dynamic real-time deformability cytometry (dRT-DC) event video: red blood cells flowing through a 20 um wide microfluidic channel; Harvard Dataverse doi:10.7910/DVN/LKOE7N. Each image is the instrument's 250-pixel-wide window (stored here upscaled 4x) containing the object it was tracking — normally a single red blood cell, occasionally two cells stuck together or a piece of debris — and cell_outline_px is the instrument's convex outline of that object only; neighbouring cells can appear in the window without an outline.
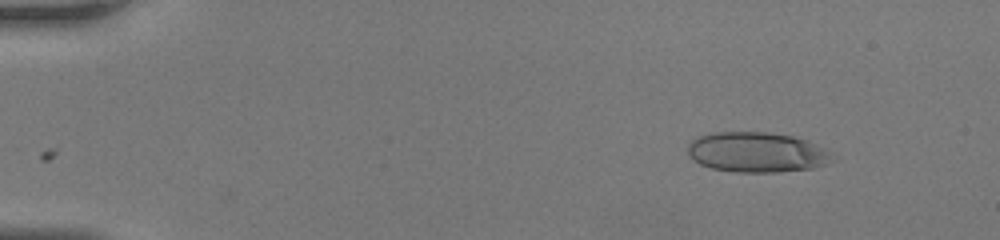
{"species": "human", "species_latin": "Homo sapiens", "temperature_condition": "room temperature", "stored_images_in_passage": 35, "camera_frame_rate_fps": 3000, "um_per_image_px": 0.085, "donor": {"sex": "female"}, "frame": {"image": 1, "passage_image": 2, "time_ms": 0.333, "image_size_px": [1000, 240], "cell_outline_px": [[836, 160], [812, 168], [776, 172], [736, 172], [712, 168], [700, 164], [692, 160], [688, 152], [688, 144], [692, 140], [700, 136], [712, 132], [764, 132], [792, 136], [808, 140]], "centroid_in_image_um": [64.26, 12.94], "position_along_channel_um": 20.7, "area_um2": 33.41}}
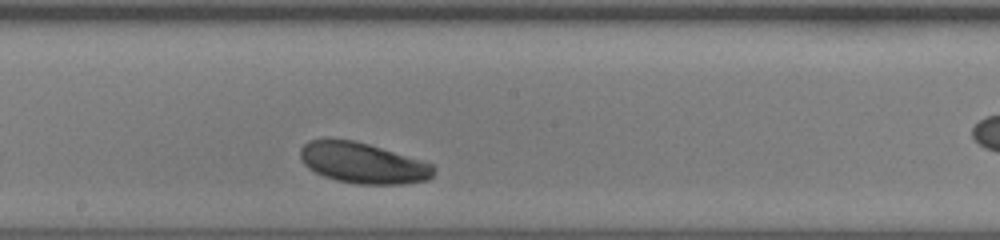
{"frame": {"image": 2, "passage_image": 21, "time_ms": 6.667, "image_size_px": [1000, 240], "cell_outline_px": [[436, 172], [428, 180], [404, 184], [356, 184], [336, 180], [324, 176], [308, 168], [300, 160], [300, 148], [304, 144], [312, 140], [356, 140], [420, 160], [432, 164], [436, 168]], "centroid_in_image_um": [30.86, 13.87], "position_along_channel_um": 217.3, "area_um2": 31.5}}
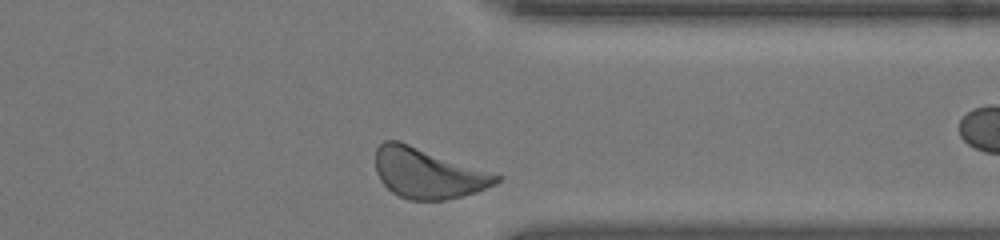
{"frame": {"image": 3, "passage_image": 34, "time_ms": 11.0, "image_size_px": [1000, 240], "cell_outline_px": [[500, 180], [496, 184], [476, 192], [444, 200], [408, 200], [392, 192], [380, 180], [376, 172], [376, 148], [384, 140], [400, 140], [500, 176]], "centroid_in_image_um": [36.32, 14.72], "position_along_channel_um": 375.1, "area_um2": 34.97}}